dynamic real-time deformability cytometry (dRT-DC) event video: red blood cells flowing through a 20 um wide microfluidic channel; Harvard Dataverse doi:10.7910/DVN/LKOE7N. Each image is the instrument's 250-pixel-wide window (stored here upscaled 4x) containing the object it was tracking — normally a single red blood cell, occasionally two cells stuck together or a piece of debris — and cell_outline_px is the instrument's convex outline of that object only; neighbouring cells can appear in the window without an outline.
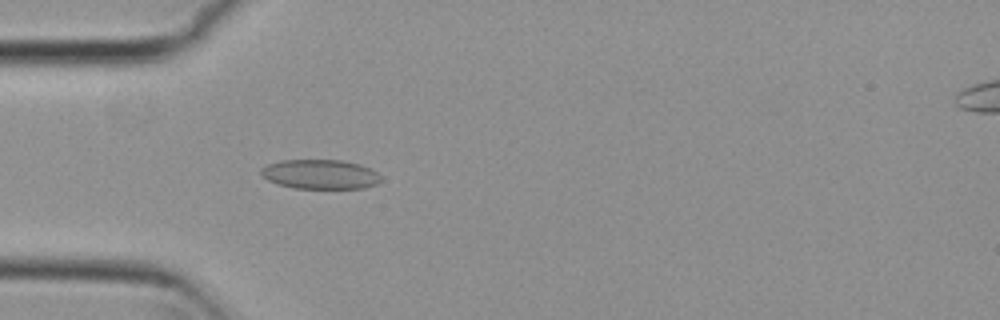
{"species": "common noctule bat (a hibernating species)", "species_latin": "Nyctalus noctula", "temperature_condition": "cold", "stored_images_in_passage": 47, "camera_frame_rate_fps": 3000, "um_per_image_px": 0.085, "animal": {"sex": "female", "body_mass_g": 29.2, "forearm_length_mm": 56.3}, "frame": {"image": 1, "passage_image": 9, "time_ms": 2.667, "image_size_px": [1000, 320], "cell_outline_px": [[380, 180], [376, 184], [364, 188], [296, 188], [276, 184], [268, 180], [260, 172], [260, 168], [268, 164], [280, 160], [340, 160], [360, 164], [376, 172], [380, 176]], "centroid_in_image_um": [27.19, 14.81], "position_along_channel_um": 57.8, "area_um2": 20.46}}
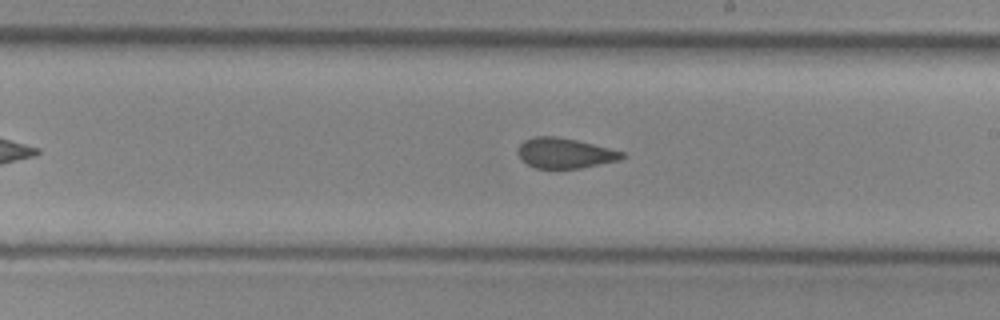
{"frame": {"image": 2, "passage_image": 24, "time_ms": 7.667, "image_size_px": [1000, 320], "cell_outline_px": [[624, 156], [620, 160], [580, 168], [536, 168], [520, 160], [516, 152], [516, 148], [524, 140], [536, 136], [556, 136], [576, 140], [624, 152]], "centroid_in_image_um": [47.95, 13.01], "position_along_channel_um": 241.1, "area_um2": 18.32}}
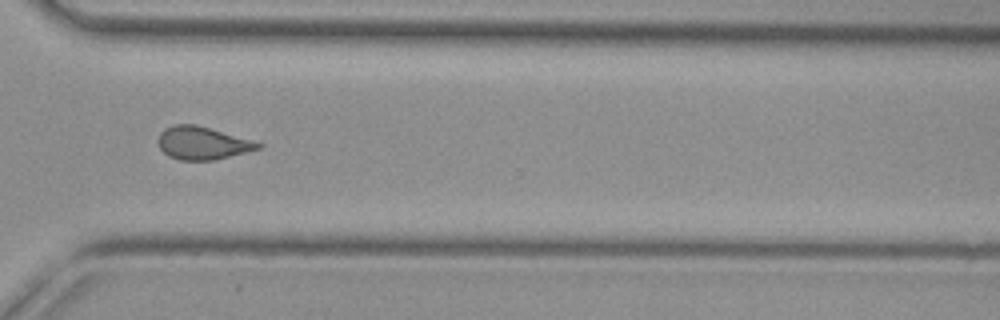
{"frame": {"image": 3, "passage_image": 33, "time_ms": 10.667, "image_size_px": [1000, 320], "cell_outline_px": [[264, 144], [260, 148], [212, 160], [180, 160], [168, 156], [160, 148], [156, 140], [160, 132], [164, 128], [176, 124], [196, 124], [252, 140]], "centroid_in_image_um": [17.15, 12.15], "position_along_channel_um": 353.4, "area_um2": 19.02}, "authors_computed_cell_mechanics": {"area_um2": 19.4208, "velocity_mm_per_s": 3.7422, "shape_relaxation_time_tau1_ms": null, "shape_relaxation_time_tau2_ms": 1.9445, "deformation_change_tau1": null, "deformation_change_tau2": 0.0665}}